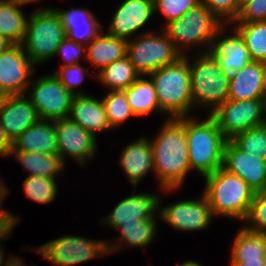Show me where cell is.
I'll list each match as a JSON object with an SVG mask.
<instances>
[{
  "label": "cell",
  "mask_w": 266,
  "mask_h": 266,
  "mask_svg": "<svg viewBox=\"0 0 266 266\" xmlns=\"http://www.w3.org/2000/svg\"><path fill=\"white\" fill-rule=\"evenodd\" d=\"M159 134L150 141L154 172L160 181V189L176 190L181 187L190 172L185 117L169 118Z\"/></svg>",
  "instance_id": "obj_1"
},
{
  "label": "cell",
  "mask_w": 266,
  "mask_h": 266,
  "mask_svg": "<svg viewBox=\"0 0 266 266\" xmlns=\"http://www.w3.org/2000/svg\"><path fill=\"white\" fill-rule=\"evenodd\" d=\"M185 130L190 169L197 170L204 177L222 167L227 138L208 114L207 119L185 117Z\"/></svg>",
  "instance_id": "obj_2"
},
{
  "label": "cell",
  "mask_w": 266,
  "mask_h": 266,
  "mask_svg": "<svg viewBox=\"0 0 266 266\" xmlns=\"http://www.w3.org/2000/svg\"><path fill=\"white\" fill-rule=\"evenodd\" d=\"M204 178L203 195L211 207L213 216L221 215L244 221L255 191L240 177L222 167Z\"/></svg>",
  "instance_id": "obj_3"
},
{
  "label": "cell",
  "mask_w": 266,
  "mask_h": 266,
  "mask_svg": "<svg viewBox=\"0 0 266 266\" xmlns=\"http://www.w3.org/2000/svg\"><path fill=\"white\" fill-rule=\"evenodd\" d=\"M189 56L180 57L175 63L148 75L154 84L162 113L169 118L189 117L193 108Z\"/></svg>",
  "instance_id": "obj_4"
},
{
  "label": "cell",
  "mask_w": 266,
  "mask_h": 266,
  "mask_svg": "<svg viewBox=\"0 0 266 266\" xmlns=\"http://www.w3.org/2000/svg\"><path fill=\"white\" fill-rule=\"evenodd\" d=\"M29 16L22 46L34 65L41 64L55 57L66 32L54 8L38 9Z\"/></svg>",
  "instance_id": "obj_5"
},
{
  "label": "cell",
  "mask_w": 266,
  "mask_h": 266,
  "mask_svg": "<svg viewBox=\"0 0 266 266\" xmlns=\"http://www.w3.org/2000/svg\"><path fill=\"white\" fill-rule=\"evenodd\" d=\"M223 25L205 4L201 2L194 8L189 9L179 19L164 24L165 27L162 31L172 40L175 49L182 56H185L187 53L185 51L182 52L183 45H202L206 48L204 52H209L215 34Z\"/></svg>",
  "instance_id": "obj_6"
},
{
  "label": "cell",
  "mask_w": 266,
  "mask_h": 266,
  "mask_svg": "<svg viewBox=\"0 0 266 266\" xmlns=\"http://www.w3.org/2000/svg\"><path fill=\"white\" fill-rule=\"evenodd\" d=\"M194 59L189 60L193 107L207 106L212 113L228 99L229 79L210 52H199Z\"/></svg>",
  "instance_id": "obj_7"
},
{
  "label": "cell",
  "mask_w": 266,
  "mask_h": 266,
  "mask_svg": "<svg viewBox=\"0 0 266 266\" xmlns=\"http://www.w3.org/2000/svg\"><path fill=\"white\" fill-rule=\"evenodd\" d=\"M162 33L159 36L149 31L128 41L127 56L140 76H148L182 57L172 40Z\"/></svg>",
  "instance_id": "obj_8"
},
{
  "label": "cell",
  "mask_w": 266,
  "mask_h": 266,
  "mask_svg": "<svg viewBox=\"0 0 266 266\" xmlns=\"http://www.w3.org/2000/svg\"><path fill=\"white\" fill-rule=\"evenodd\" d=\"M209 115L222 134L231 140L241 132L266 123V100L227 99Z\"/></svg>",
  "instance_id": "obj_9"
},
{
  "label": "cell",
  "mask_w": 266,
  "mask_h": 266,
  "mask_svg": "<svg viewBox=\"0 0 266 266\" xmlns=\"http://www.w3.org/2000/svg\"><path fill=\"white\" fill-rule=\"evenodd\" d=\"M55 266H72L108 254L106 241L69 235L51 240L36 250Z\"/></svg>",
  "instance_id": "obj_10"
},
{
  "label": "cell",
  "mask_w": 266,
  "mask_h": 266,
  "mask_svg": "<svg viewBox=\"0 0 266 266\" xmlns=\"http://www.w3.org/2000/svg\"><path fill=\"white\" fill-rule=\"evenodd\" d=\"M32 92L26 95L42 120L68 118L75 95L70 93L54 75H45L35 80Z\"/></svg>",
  "instance_id": "obj_11"
},
{
  "label": "cell",
  "mask_w": 266,
  "mask_h": 266,
  "mask_svg": "<svg viewBox=\"0 0 266 266\" xmlns=\"http://www.w3.org/2000/svg\"><path fill=\"white\" fill-rule=\"evenodd\" d=\"M33 67L22 44H14L0 53V90L7 96L24 95L31 84Z\"/></svg>",
  "instance_id": "obj_12"
},
{
  "label": "cell",
  "mask_w": 266,
  "mask_h": 266,
  "mask_svg": "<svg viewBox=\"0 0 266 266\" xmlns=\"http://www.w3.org/2000/svg\"><path fill=\"white\" fill-rule=\"evenodd\" d=\"M56 142L57 154L64 164L65 158L71 156L84 165L96 154L97 138L69 118L56 120Z\"/></svg>",
  "instance_id": "obj_13"
},
{
  "label": "cell",
  "mask_w": 266,
  "mask_h": 266,
  "mask_svg": "<svg viewBox=\"0 0 266 266\" xmlns=\"http://www.w3.org/2000/svg\"><path fill=\"white\" fill-rule=\"evenodd\" d=\"M161 218L174 229L199 231L206 229L213 217L211 207L204 195L199 200H183L166 207L159 202Z\"/></svg>",
  "instance_id": "obj_14"
},
{
  "label": "cell",
  "mask_w": 266,
  "mask_h": 266,
  "mask_svg": "<svg viewBox=\"0 0 266 266\" xmlns=\"http://www.w3.org/2000/svg\"><path fill=\"white\" fill-rule=\"evenodd\" d=\"M222 168L244 180L255 192L266 191V161L238 148L227 140Z\"/></svg>",
  "instance_id": "obj_15"
},
{
  "label": "cell",
  "mask_w": 266,
  "mask_h": 266,
  "mask_svg": "<svg viewBox=\"0 0 266 266\" xmlns=\"http://www.w3.org/2000/svg\"><path fill=\"white\" fill-rule=\"evenodd\" d=\"M223 25L215 34L209 52L214 56L218 65L222 68L224 75L229 79L237 76L238 71L252 62L245 41L239 32L233 28V35L219 36L224 31ZM217 38H220L217 40Z\"/></svg>",
  "instance_id": "obj_16"
},
{
  "label": "cell",
  "mask_w": 266,
  "mask_h": 266,
  "mask_svg": "<svg viewBox=\"0 0 266 266\" xmlns=\"http://www.w3.org/2000/svg\"><path fill=\"white\" fill-rule=\"evenodd\" d=\"M153 0H125L112 16L107 34L129 41L154 14Z\"/></svg>",
  "instance_id": "obj_17"
},
{
  "label": "cell",
  "mask_w": 266,
  "mask_h": 266,
  "mask_svg": "<svg viewBox=\"0 0 266 266\" xmlns=\"http://www.w3.org/2000/svg\"><path fill=\"white\" fill-rule=\"evenodd\" d=\"M160 198L153 193H138L121 200L107 217L100 222L116 227L119 224L137 223V220L153 219L159 211ZM155 214V215H154Z\"/></svg>",
  "instance_id": "obj_18"
},
{
  "label": "cell",
  "mask_w": 266,
  "mask_h": 266,
  "mask_svg": "<svg viewBox=\"0 0 266 266\" xmlns=\"http://www.w3.org/2000/svg\"><path fill=\"white\" fill-rule=\"evenodd\" d=\"M39 119L25 94L8 96L0 110V125L12 141Z\"/></svg>",
  "instance_id": "obj_19"
},
{
  "label": "cell",
  "mask_w": 266,
  "mask_h": 266,
  "mask_svg": "<svg viewBox=\"0 0 266 266\" xmlns=\"http://www.w3.org/2000/svg\"><path fill=\"white\" fill-rule=\"evenodd\" d=\"M228 99L266 100V63L252 61L229 80Z\"/></svg>",
  "instance_id": "obj_20"
},
{
  "label": "cell",
  "mask_w": 266,
  "mask_h": 266,
  "mask_svg": "<svg viewBox=\"0 0 266 266\" xmlns=\"http://www.w3.org/2000/svg\"><path fill=\"white\" fill-rule=\"evenodd\" d=\"M11 151L57 154L56 121L39 119L13 140Z\"/></svg>",
  "instance_id": "obj_21"
},
{
  "label": "cell",
  "mask_w": 266,
  "mask_h": 266,
  "mask_svg": "<svg viewBox=\"0 0 266 266\" xmlns=\"http://www.w3.org/2000/svg\"><path fill=\"white\" fill-rule=\"evenodd\" d=\"M68 118L95 137L96 131L112 129L102 99L99 100L86 94L74 96Z\"/></svg>",
  "instance_id": "obj_22"
},
{
  "label": "cell",
  "mask_w": 266,
  "mask_h": 266,
  "mask_svg": "<svg viewBox=\"0 0 266 266\" xmlns=\"http://www.w3.org/2000/svg\"><path fill=\"white\" fill-rule=\"evenodd\" d=\"M232 245V266H266V234L242 227Z\"/></svg>",
  "instance_id": "obj_23"
},
{
  "label": "cell",
  "mask_w": 266,
  "mask_h": 266,
  "mask_svg": "<svg viewBox=\"0 0 266 266\" xmlns=\"http://www.w3.org/2000/svg\"><path fill=\"white\" fill-rule=\"evenodd\" d=\"M128 180L137 186L140 180L154 171L153 153L151 143L148 138L140 137L130 143L120 154V162Z\"/></svg>",
  "instance_id": "obj_24"
},
{
  "label": "cell",
  "mask_w": 266,
  "mask_h": 266,
  "mask_svg": "<svg viewBox=\"0 0 266 266\" xmlns=\"http://www.w3.org/2000/svg\"><path fill=\"white\" fill-rule=\"evenodd\" d=\"M100 33L95 39L88 43L85 54L86 60L90 61L99 71L122 59L127 55L128 40L118 38L109 34ZM90 44V45H89Z\"/></svg>",
  "instance_id": "obj_25"
},
{
  "label": "cell",
  "mask_w": 266,
  "mask_h": 266,
  "mask_svg": "<svg viewBox=\"0 0 266 266\" xmlns=\"http://www.w3.org/2000/svg\"><path fill=\"white\" fill-rule=\"evenodd\" d=\"M126 94L130 108L135 116H146L152 111H160L159 100L152 79L139 76L127 89Z\"/></svg>",
  "instance_id": "obj_26"
},
{
  "label": "cell",
  "mask_w": 266,
  "mask_h": 266,
  "mask_svg": "<svg viewBox=\"0 0 266 266\" xmlns=\"http://www.w3.org/2000/svg\"><path fill=\"white\" fill-rule=\"evenodd\" d=\"M24 3L0 0V35L14 44H22L26 32L27 19L20 6Z\"/></svg>",
  "instance_id": "obj_27"
},
{
  "label": "cell",
  "mask_w": 266,
  "mask_h": 266,
  "mask_svg": "<svg viewBox=\"0 0 266 266\" xmlns=\"http://www.w3.org/2000/svg\"><path fill=\"white\" fill-rule=\"evenodd\" d=\"M14 158L18 160L24 170L29 172L28 176H42L56 178L59 171H63L64 163L58 154H43L33 152L11 151Z\"/></svg>",
  "instance_id": "obj_28"
},
{
  "label": "cell",
  "mask_w": 266,
  "mask_h": 266,
  "mask_svg": "<svg viewBox=\"0 0 266 266\" xmlns=\"http://www.w3.org/2000/svg\"><path fill=\"white\" fill-rule=\"evenodd\" d=\"M120 229L121 238L119 239L120 243H109L106 242V247L108 250V254L115 251H118L121 248V244L127 243L128 246H140L146 247L150 245L152 240H154V235L156 234V222L155 217L153 219L146 220H137V223L130 224H119L116 229ZM122 242V243H121ZM114 245V246H111Z\"/></svg>",
  "instance_id": "obj_29"
},
{
  "label": "cell",
  "mask_w": 266,
  "mask_h": 266,
  "mask_svg": "<svg viewBox=\"0 0 266 266\" xmlns=\"http://www.w3.org/2000/svg\"><path fill=\"white\" fill-rule=\"evenodd\" d=\"M100 83L111 91L125 90L140 76L128 56L119 59L98 71Z\"/></svg>",
  "instance_id": "obj_30"
},
{
  "label": "cell",
  "mask_w": 266,
  "mask_h": 266,
  "mask_svg": "<svg viewBox=\"0 0 266 266\" xmlns=\"http://www.w3.org/2000/svg\"><path fill=\"white\" fill-rule=\"evenodd\" d=\"M233 28L244 39L252 61L266 63V21L236 23Z\"/></svg>",
  "instance_id": "obj_31"
},
{
  "label": "cell",
  "mask_w": 266,
  "mask_h": 266,
  "mask_svg": "<svg viewBox=\"0 0 266 266\" xmlns=\"http://www.w3.org/2000/svg\"><path fill=\"white\" fill-rule=\"evenodd\" d=\"M111 128L117 127L135 116L123 90L109 91L102 99Z\"/></svg>",
  "instance_id": "obj_32"
},
{
  "label": "cell",
  "mask_w": 266,
  "mask_h": 266,
  "mask_svg": "<svg viewBox=\"0 0 266 266\" xmlns=\"http://www.w3.org/2000/svg\"><path fill=\"white\" fill-rule=\"evenodd\" d=\"M231 141L244 152L266 161V123L235 135Z\"/></svg>",
  "instance_id": "obj_33"
},
{
  "label": "cell",
  "mask_w": 266,
  "mask_h": 266,
  "mask_svg": "<svg viewBox=\"0 0 266 266\" xmlns=\"http://www.w3.org/2000/svg\"><path fill=\"white\" fill-rule=\"evenodd\" d=\"M23 187L26 197L39 204L52 202L58 189L55 178L42 176H27L23 181Z\"/></svg>",
  "instance_id": "obj_34"
},
{
  "label": "cell",
  "mask_w": 266,
  "mask_h": 266,
  "mask_svg": "<svg viewBox=\"0 0 266 266\" xmlns=\"http://www.w3.org/2000/svg\"><path fill=\"white\" fill-rule=\"evenodd\" d=\"M244 221L252 223L245 229L260 234H266V191L255 192L248 214Z\"/></svg>",
  "instance_id": "obj_35"
},
{
  "label": "cell",
  "mask_w": 266,
  "mask_h": 266,
  "mask_svg": "<svg viewBox=\"0 0 266 266\" xmlns=\"http://www.w3.org/2000/svg\"><path fill=\"white\" fill-rule=\"evenodd\" d=\"M154 2V12L160 11L162 15L167 18L166 24L171 21L177 20L189 9L194 8L201 0H153Z\"/></svg>",
  "instance_id": "obj_36"
},
{
  "label": "cell",
  "mask_w": 266,
  "mask_h": 266,
  "mask_svg": "<svg viewBox=\"0 0 266 266\" xmlns=\"http://www.w3.org/2000/svg\"><path fill=\"white\" fill-rule=\"evenodd\" d=\"M53 74L70 93L76 96L83 95V92L77 91L76 88L84 81L85 74L90 73L78 63L71 66H59V71L55 70Z\"/></svg>",
  "instance_id": "obj_37"
},
{
  "label": "cell",
  "mask_w": 266,
  "mask_h": 266,
  "mask_svg": "<svg viewBox=\"0 0 266 266\" xmlns=\"http://www.w3.org/2000/svg\"><path fill=\"white\" fill-rule=\"evenodd\" d=\"M66 37L77 43L85 45L95 39L100 33V23H79V24H62ZM88 42V43H87Z\"/></svg>",
  "instance_id": "obj_38"
},
{
  "label": "cell",
  "mask_w": 266,
  "mask_h": 266,
  "mask_svg": "<svg viewBox=\"0 0 266 266\" xmlns=\"http://www.w3.org/2000/svg\"><path fill=\"white\" fill-rule=\"evenodd\" d=\"M202 2L224 25L233 23L237 18V0H203Z\"/></svg>",
  "instance_id": "obj_39"
},
{
  "label": "cell",
  "mask_w": 266,
  "mask_h": 266,
  "mask_svg": "<svg viewBox=\"0 0 266 266\" xmlns=\"http://www.w3.org/2000/svg\"><path fill=\"white\" fill-rule=\"evenodd\" d=\"M266 21V0H251L245 4L233 23Z\"/></svg>",
  "instance_id": "obj_40"
},
{
  "label": "cell",
  "mask_w": 266,
  "mask_h": 266,
  "mask_svg": "<svg viewBox=\"0 0 266 266\" xmlns=\"http://www.w3.org/2000/svg\"><path fill=\"white\" fill-rule=\"evenodd\" d=\"M86 52V47L83 44L77 43L69 38H65L56 50L55 56H62L66 63L60 66H71L79 63L82 52Z\"/></svg>",
  "instance_id": "obj_41"
},
{
  "label": "cell",
  "mask_w": 266,
  "mask_h": 266,
  "mask_svg": "<svg viewBox=\"0 0 266 266\" xmlns=\"http://www.w3.org/2000/svg\"><path fill=\"white\" fill-rule=\"evenodd\" d=\"M54 10L59 16L62 24L99 23L93 13L88 9Z\"/></svg>",
  "instance_id": "obj_42"
},
{
  "label": "cell",
  "mask_w": 266,
  "mask_h": 266,
  "mask_svg": "<svg viewBox=\"0 0 266 266\" xmlns=\"http://www.w3.org/2000/svg\"><path fill=\"white\" fill-rule=\"evenodd\" d=\"M18 221V217L7 211L0 213V240H5L13 230Z\"/></svg>",
  "instance_id": "obj_43"
},
{
  "label": "cell",
  "mask_w": 266,
  "mask_h": 266,
  "mask_svg": "<svg viewBox=\"0 0 266 266\" xmlns=\"http://www.w3.org/2000/svg\"><path fill=\"white\" fill-rule=\"evenodd\" d=\"M13 141L7 135L5 130L0 125V155L9 156L12 150Z\"/></svg>",
  "instance_id": "obj_44"
},
{
  "label": "cell",
  "mask_w": 266,
  "mask_h": 266,
  "mask_svg": "<svg viewBox=\"0 0 266 266\" xmlns=\"http://www.w3.org/2000/svg\"><path fill=\"white\" fill-rule=\"evenodd\" d=\"M12 45H14L13 42L7 37L0 35V53L8 50Z\"/></svg>",
  "instance_id": "obj_45"
},
{
  "label": "cell",
  "mask_w": 266,
  "mask_h": 266,
  "mask_svg": "<svg viewBox=\"0 0 266 266\" xmlns=\"http://www.w3.org/2000/svg\"><path fill=\"white\" fill-rule=\"evenodd\" d=\"M6 264H4L5 266H25V265H22V260L21 258H15L14 256L13 257H10L8 259V261H5Z\"/></svg>",
  "instance_id": "obj_46"
},
{
  "label": "cell",
  "mask_w": 266,
  "mask_h": 266,
  "mask_svg": "<svg viewBox=\"0 0 266 266\" xmlns=\"http://www.w3.org/2000/svg\"><path fill=\"white\" fill-rule=\"evenodd\" d=\"M250 1L251 0H237V17L239 15L240 9Z\"/></svg>",
  "instance_id": "obj_47"
},
{
  "label": "cell",
  "mask_w": 266,
  "mask_h": 266,
  "mask_svg": "<svg viewBox=\"0 0 266 266\" xmlns=\"http://www.w3.org/2000/svg\"><path fill=\"white\" fill-rule=\"evenodd\" d=\"M7 97L8 96L2 90H0V110L3 107V104L5 100L7 99Z\"/></svg>",
  "instance_id": "obj_48"
},
{
  "label": "cell",
  "mask_w": 266,
  "mask_h": 266,
  "mask_svg": "<svg viewBox=\"0 0 266 266\" xmlns=\"http://www.w3.org/2000/svg\"><path fill=\"white\" fill-rule=\"evenodd\" d=\"M178 266H201V264L194 262V261H185L182 264H179Z\"/></svg>",
  "instance_id": "obj_49"
},
{
  "label": "cell",
  "mask_w": 266,
  "mask_h": 266,
  "mask_svg": "<svg viewBox=\"0 0 266 266\" xmlns=\"http://www.w3.org/2000/svg\"><path fill=\"white\" fill-rule=\"evenodd\" d=\"M11 1H16V2H21V3H36V1H39V0H11Z\"/></svg>",
  "instance_id": "obj_50"
},
{
  "label": "cell",
  "mask_w": 266,
  "mask_h": 266,
  "mask_svg": "<svg viewBox=\"0 0 266 266\" xmlns=\"http://www.w3.org/2000/svg\"><path fill=\"white\" fill-rule=\"evenodd\" d=\"M4 252L2 250V246H0V266H2V264L4 263Z\"/></svg>",
  "instance_id": "obj_51"
}]
</instances>
